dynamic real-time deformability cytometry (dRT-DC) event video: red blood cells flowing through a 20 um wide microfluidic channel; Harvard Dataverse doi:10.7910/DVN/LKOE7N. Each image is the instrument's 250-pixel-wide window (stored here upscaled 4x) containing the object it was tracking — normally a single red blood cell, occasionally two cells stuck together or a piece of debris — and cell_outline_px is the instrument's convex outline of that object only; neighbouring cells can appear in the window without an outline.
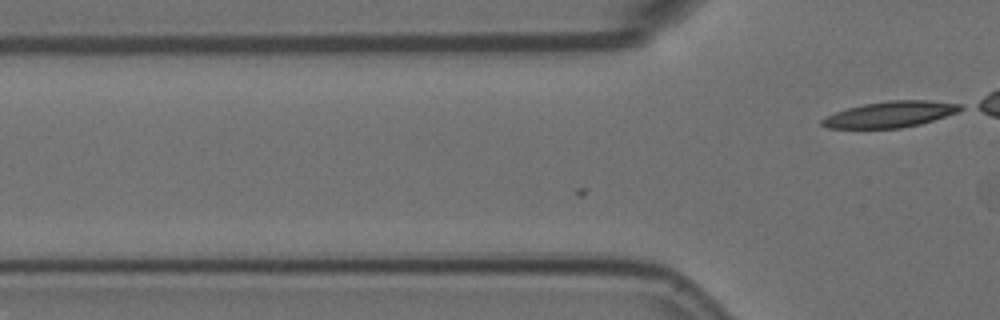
{"species": "Egyptian fruit bat (a non-hibernating species)", "species_latin": "Rousettus aegyptiacus", "temperature_condition": "room temperature", "stored_images_in_passage": 2, "camera_frame_rate_fps": 3000, "um_per_image_px": 0.085, "animal": {"sex": "female"}, "frame": {"image": 1, "passage_image": 2, "time_ms": 0.333, "image_size_px": [1000, 320], "cell_outline_px": [[964, 108], [956, 112], [920, 124], [900, 128], [828, 128], [820, 124], [820, 120], [836, 112], [848, 108], [864, 104], [888, 100], [928, 100], [964, 104]], "centroid_in_image_um": [75.68, 9.71], "position_along_channel_um": 50.1, "area_um2": 20.81}}